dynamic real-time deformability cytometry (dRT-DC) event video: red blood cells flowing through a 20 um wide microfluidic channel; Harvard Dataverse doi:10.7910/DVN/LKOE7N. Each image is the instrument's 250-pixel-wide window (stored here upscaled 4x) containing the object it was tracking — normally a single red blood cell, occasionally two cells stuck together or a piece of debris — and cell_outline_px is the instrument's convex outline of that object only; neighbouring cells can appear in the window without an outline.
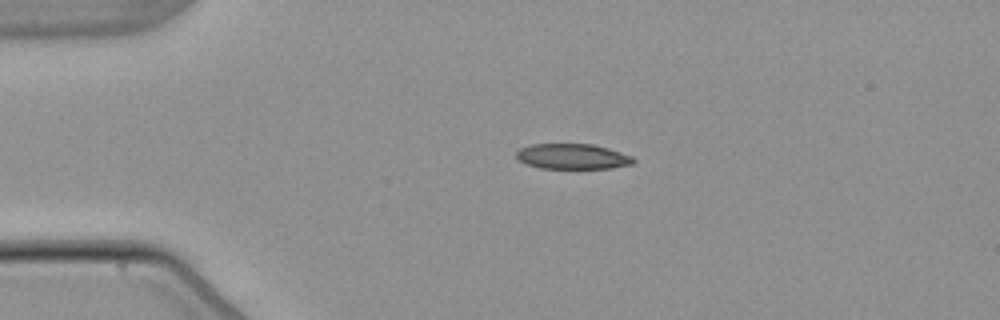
{"species": "common noctule bat (a hibernating species)", "species_latin": "Nyctalus noctula", "temperature_condition": "warm", "stored_images_in_passage": 3, "camera_frame_rate_fps": 3000, "um_per_image_px": 0.085, "animal": {"sex": "male", "body_mass_g": 21.5, "forearm_length_mm": 52.0}, "frame": {"image": 1, "passage_image": 1, "time_ms": 0.0, "image_size_px": [1000, 320], "cell_outline_px": [[636, 160], [632, 164], [612, 168], [540, 168], [524, 164], [516, 156], [516, 152], [520, 148], [532, 144], [592, 144], [608, 148], [632, 156]], "centroid_in_image_um": [48.66, 13.3], "position_along_channel_um": 36.3, "area_um2": 17.28}}
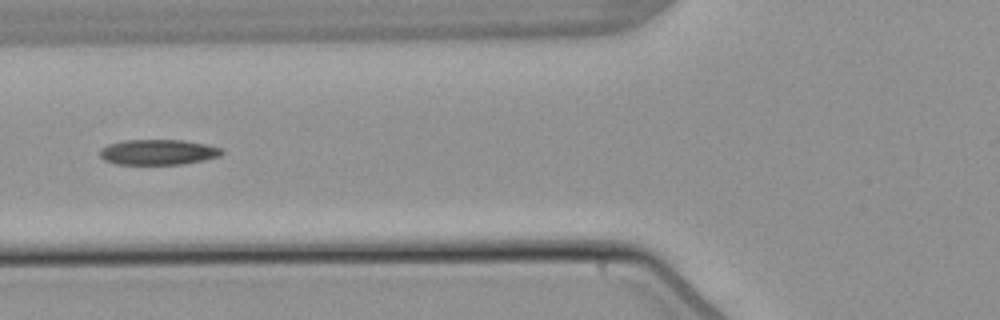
{"frame": {"image": 2, "passage_image": 3, "time_ms": 3.0, "image_size_px": [1000, 320], "cell_outline_px": [[224, 152], [220, 156], [204, 160], [180, 164], [116, 164], [104, 160], [100, 156], [100, 148], [108, 144], [124, 140], [184, 140], [208, 144], [224, 148]], "centroid_in_image_um": [13.47, 12.92], "position_along_channel_um": 112.3, "area_um2": 18.21}}